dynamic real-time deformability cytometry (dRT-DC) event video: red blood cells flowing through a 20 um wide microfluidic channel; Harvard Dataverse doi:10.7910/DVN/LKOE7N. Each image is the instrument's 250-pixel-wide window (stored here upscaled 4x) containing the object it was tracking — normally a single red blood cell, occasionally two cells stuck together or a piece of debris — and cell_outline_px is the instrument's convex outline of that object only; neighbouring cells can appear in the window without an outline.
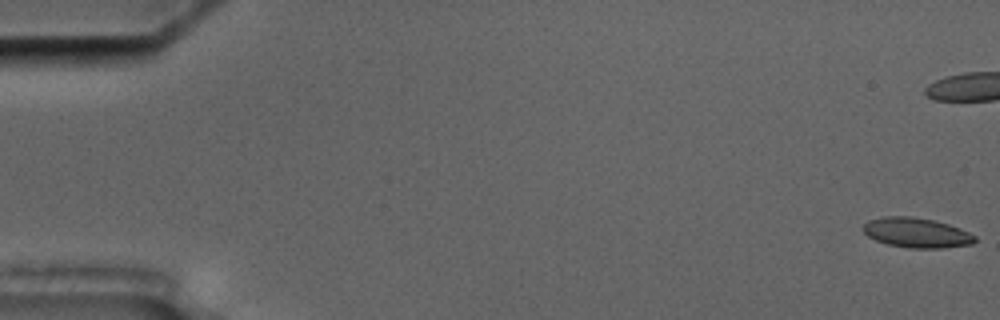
{"species": "common noctule bat (a hibernating species)", "species_latin": "Nyctalus noctula", "temperature_condition": "cold", "stored_images_in_passage": 7, "camera_frame_rate_fps": 3000, "um_per_image_px": 0.085, "animal": {"sex": "male", "body_mass_g": 17.5, "forearm_length_mm": 52.3}, "frame": {"image": 1, "passage_image": 1, "time_ms": 0.0, "image_size_px": [1000, 320], "cell_outline_px": [[976, 240], [972, 244], [944, 248], [908, 248], [888, 244], [876, 240], [868, 236], [860, 228], [868, 220], [884, 216], [912, 216], [932, 220], [948, 224], [960, 228], [976, 236]], "centroid_in_image_um": [77.89, 19.78], "position_along_channel_um": 7.1, "area_um2": 19.54}}